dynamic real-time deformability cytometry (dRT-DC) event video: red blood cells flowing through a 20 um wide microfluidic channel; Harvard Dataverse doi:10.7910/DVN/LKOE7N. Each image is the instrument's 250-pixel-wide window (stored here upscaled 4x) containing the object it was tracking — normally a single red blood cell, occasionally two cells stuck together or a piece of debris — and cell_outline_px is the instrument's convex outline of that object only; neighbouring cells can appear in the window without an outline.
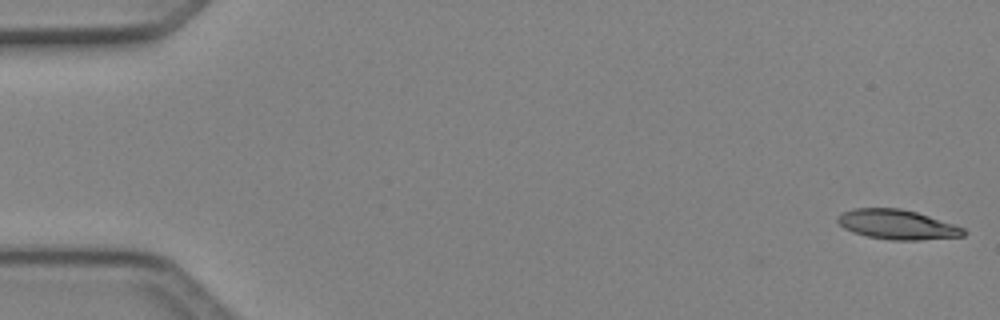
{"species": "Egyptian fruit bat (a non-hibernating species)", "species_latin": "Rousettus aegyptiacus", "temperature_condition": "cold", "stored_images_in_passage": 5, "camera_frame_rate_fps": 3000, "um_per_image_px": 0.085, "animal": {"sex": "female"}, "frame": {"image": 1, "passage_image": 1, "time_ms": 0.0, "image_size_px": [1000, 320], "cell_outline_px": [[968, 232], [964, 236], [916, 240], [892, 240], [868, 236], [852, 232], [844, 228], [836, 220], [836, 216], [852, 208], [900, 208], [916, 212], [964, 228]], "centroid_in_image_um": [76.24, 19.08], "position_along_channel_um": 8.8, "area_um2": 21.62}}
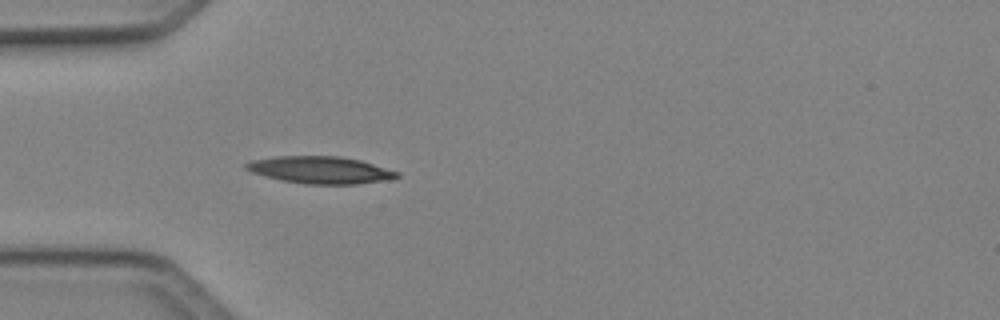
{"frame": {"image": 2, "passage_image": 5, "time_ms": 1.333, "image_size_px": [1000, 320], "cell_outline_px": [[400, 176], [388, 180], [356, 184], [304, 184], [280, 180], [264, 176], [252, 172], [244, 168], [244, 164], [252, 160], [276, 156], [340, 156], [360, 160], [400, 172]], "centroid_in_image_um": [27.22, 14.45], "position_along_channel_um": 57.8, "area_um2": 23.99}}